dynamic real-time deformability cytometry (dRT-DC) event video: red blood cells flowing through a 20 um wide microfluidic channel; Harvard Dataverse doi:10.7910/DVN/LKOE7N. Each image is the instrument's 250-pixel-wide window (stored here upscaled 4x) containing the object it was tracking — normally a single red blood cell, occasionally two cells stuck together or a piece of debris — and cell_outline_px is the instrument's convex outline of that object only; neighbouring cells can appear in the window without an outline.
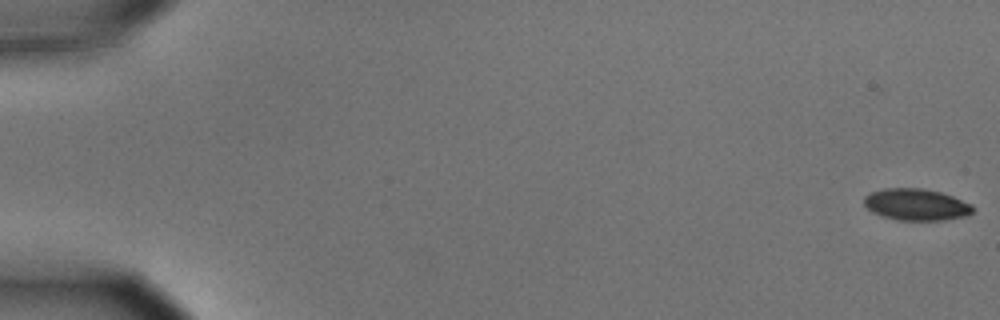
{"species": "common noctule bat (a hibernating species)", "species_latin": "Nyctalus noctula", "temperature_condition": "cold", "stored_images_in_passage": 9, "camera_frame_rate_fps": 3000, "um_per_image_px": 0.085, "animal": {"sex": "male", "body_mass_g": 15.6}, "frame": {"image": 1, "passage_image": 1, "time_ms": 0.0, "image_size_px": [1000, 320], "cell_outline_px": [[972, 212], [968, 216], [944, 220], [896, 220], [872, 212], [864, 204], [864, 196], [872, 192], [884, 188], [924, 188], [940, 192], [952, 196], [972, 204]], "centroid_in_image_um": [77.88, 17.39], "position_along_channel_um": 7.1, "area_um2": 20.06}}